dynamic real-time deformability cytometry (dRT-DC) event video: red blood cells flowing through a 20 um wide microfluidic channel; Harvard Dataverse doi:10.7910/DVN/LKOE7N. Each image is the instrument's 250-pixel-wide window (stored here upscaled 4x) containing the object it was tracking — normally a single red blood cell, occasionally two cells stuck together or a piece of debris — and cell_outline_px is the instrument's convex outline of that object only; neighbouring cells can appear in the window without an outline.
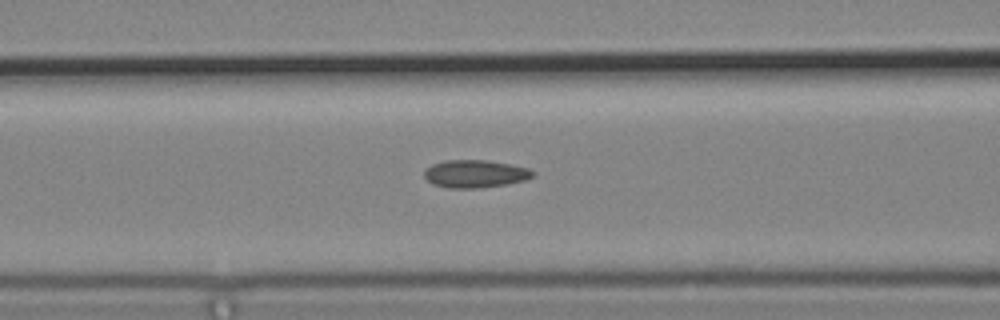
{"species": "common noctule bat (a hibernating species)", "species_latin": "Nyctalus noctula", "temperature_condition": "cold", "stored_images_in_passage": 6, "camera_frame_rate_fps": 3000, "um_per_image_px": 0.085, "animal": {"sex": "male", "body_mass_g": 19.2, "forearm_length_mm": 51.8}, "frame": {"image": 1, "passage_image": 6, "time_ms": 1.667, "image_size_px": [1000, 320], "cell_outline_px": [[536, 172], [532, 176], [524, 180], [508, 184], [476, 188], [448, 188], [432, 184], [424, 176], [424, 168], [432, 164], [444, 160], [484, 160], [508, 164], [528, 168]], "centroid_in_image_um": [40.34, 14.77], "position_along_channel_um": 126.3, "area_um2": 17.51}}